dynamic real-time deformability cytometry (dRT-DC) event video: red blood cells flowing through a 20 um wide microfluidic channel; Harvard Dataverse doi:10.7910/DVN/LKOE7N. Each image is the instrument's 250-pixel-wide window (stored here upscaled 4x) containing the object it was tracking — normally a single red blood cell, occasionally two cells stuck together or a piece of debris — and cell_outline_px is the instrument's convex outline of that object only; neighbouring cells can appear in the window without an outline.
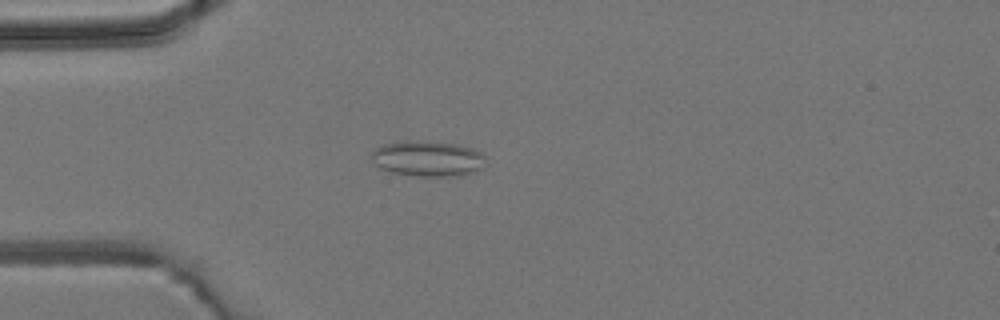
{"species": "common noctule bat (a hibernating species)", "species_latin": "Nyctalus noctula", "temperature_condition": "room temperature", "stored_images_in_passage": 4, "camera_frame_rate_fps": 3000, "um_per_image_px": 0.085, "animal": {"sex": "male", "body_mass_g": 19.2, "forearm_length_mm": 51.8}, "frame": {"image": 1, "passage_image": 4, "time_ms": 3.333, "image_size_px": [1000, 320], "cell_outline_px": [[484, 156], [480, 168], [476, 172], [460, 176], [420, 176], [392, 172], [380, 168], [376, 164], [372, 156], [372, 152], [376, 148], [384, 144], [420, 140], [428, 140], [456, 144], [472, 148], [480, 152]], "centroid_in_image_um": [36.37, 13.48], "position_along_channel_um": 48.6, "area_um2": 23.41}}